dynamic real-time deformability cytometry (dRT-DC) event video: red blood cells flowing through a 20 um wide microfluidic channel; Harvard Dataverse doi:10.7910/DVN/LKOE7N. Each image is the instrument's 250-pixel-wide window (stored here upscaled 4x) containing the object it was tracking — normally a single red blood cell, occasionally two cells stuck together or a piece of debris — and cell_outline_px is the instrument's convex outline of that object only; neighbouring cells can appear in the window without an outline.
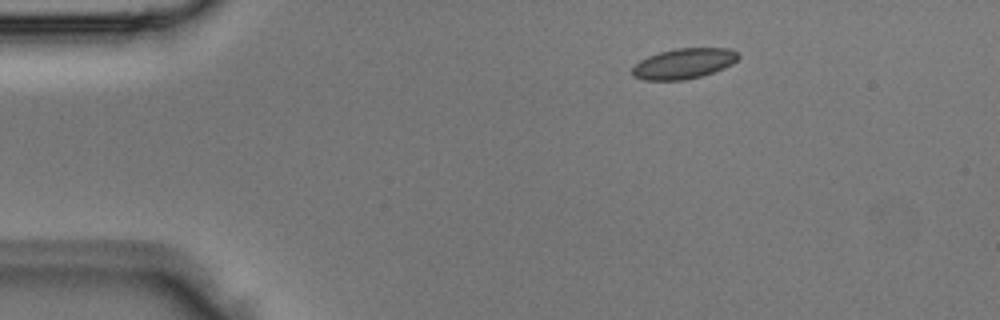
{"species": "Egyptian fruit bat (a non-hibernating species)", "species_latin": "Rousettus aegyptiacus", "temperature_condition": "room temperature", "stored_images_in_passage": 2, "camera_frame_rate_fps": 3000, "um_per_image_px": 0.085, "animal": {"sex": "male"}, "frame": {"image": 1, "passage_image": 1, "time_ms": 0.0, "image_size_px": [1000, 320], "cell_outline_px": [[740, 56], [732, 64], [724, 68], [700, 76], [684, 80], [644, 80], [632, 76], [632, 68], [640, 60], [648, 56], [660, 52], [676, 48], [728, 48], [736, 52]], "centroid_in_image_um": [58.1, 5.4], "position_along_channel_um": 26.9, "area_um2": 18.67}}